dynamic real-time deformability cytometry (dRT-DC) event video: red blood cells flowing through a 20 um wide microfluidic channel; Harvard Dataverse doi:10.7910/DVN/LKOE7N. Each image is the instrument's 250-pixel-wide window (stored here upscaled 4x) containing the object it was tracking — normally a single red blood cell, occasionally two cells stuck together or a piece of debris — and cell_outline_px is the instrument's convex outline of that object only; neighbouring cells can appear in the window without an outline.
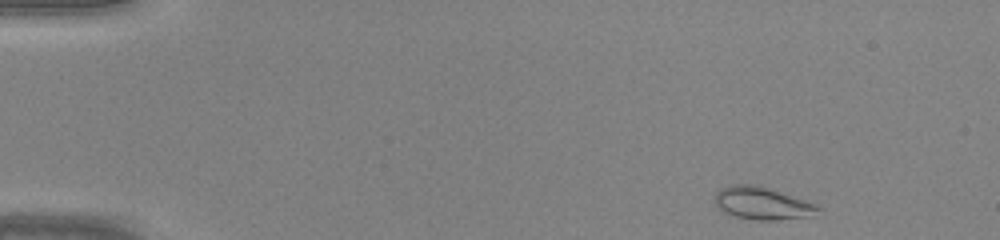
{"species": "common noctule bat (a hibernating species)", "species_latin": "Nyctalus noctula", "temperature_condition": "warm", "stored_images_in_passage": 41, "camera_frame_rate_fps": 3000, "um_per_image_px": 0.085, "animal": {"sex": "male", "body_mass_g": 20.0, "forearm_length_mm": 53.3}, "frame": {"image": 1, "passage_image": 1, "time_ms": 0.0, "image_size_px": [1000, 240], "cell_outline_px": [[820, 208], [816, 216], [776, 220], [752, 220], [736, 216], [724, 212], [716, 204], [716, 192], [720, 188], [732, 184], [752, 184], [768, 188], [816, 204]], "centroid_in_image_um": [64.81, 17.29], "position_along_channel_um": 20.2, "area_um2": 19.42}}
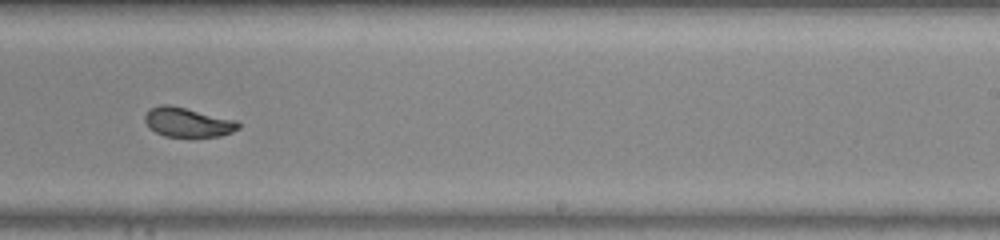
{"frame": {"image": 2, "passage_image": 25, "time_ms": 8.0, "image_size_px": [1000, 240], "cell_outline_px": [[240, 128], [232, 132], [220, 136], [164, 136], [148, 128], [144, 120], [144, 116], [148, 108], [160, 104], [168, 104], [236, 120], [240, 124]], "centroid_in_image_um": [15.91, 10.38], "position_along_channel_um": 273.1, "area_um2": 16.01}}
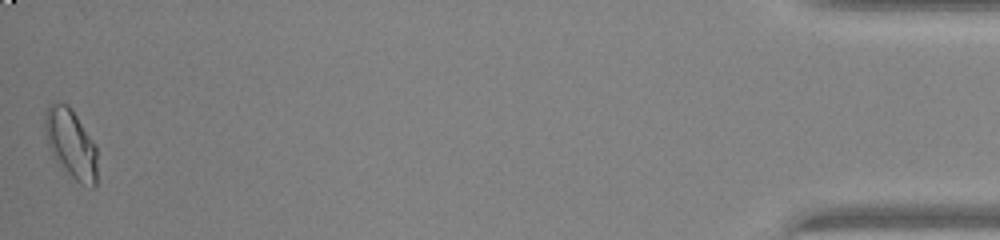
{"frame": {"image": 3, "passage_image": 41, "time_ms": 13.333, "image_size_px": [1000, 240], "cell_outline_px": [[96, 184], [92, 188], [80, 184], [52, 156], [44, 132], [44, 120], [48, 104], [68, 104], [96, 144]], "centroid_in_image_um": [6.03, 12.21], "position_along_channel_um": 429.2, "area_um2": 20.87}}